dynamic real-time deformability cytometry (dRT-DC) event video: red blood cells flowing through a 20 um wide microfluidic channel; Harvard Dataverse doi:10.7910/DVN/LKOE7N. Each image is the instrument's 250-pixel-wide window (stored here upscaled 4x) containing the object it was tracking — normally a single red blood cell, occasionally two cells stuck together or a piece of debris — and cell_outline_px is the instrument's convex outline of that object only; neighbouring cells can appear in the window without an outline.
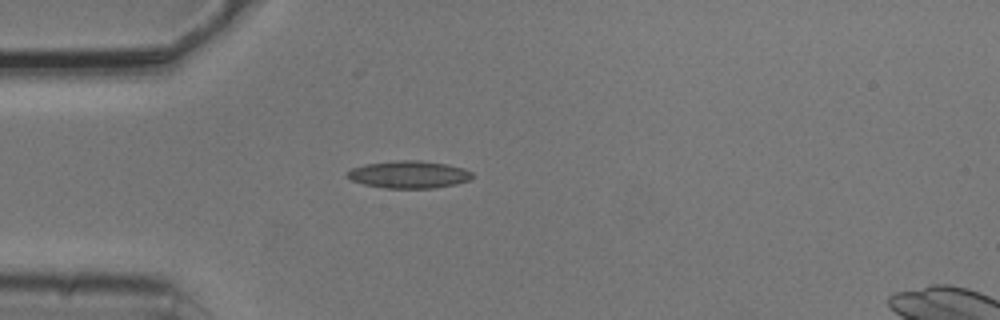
{"species": "common noctule bat (a hibernating species)", "species_latin": "Nyctalus noctula", "temperature_condition": "cold", "stored_images_in_passage": 4, "camera_frame_rate_fps": 3000, "um_per_image_px": 0.085, "animal": {"sex": "male", "body_mass_g": 20.5, "forearm_length_mm": 52.5}, "frame": {"image": 1, "passage_image": 3, "time_ms": 0.667, "image_size_px": [1000, 320], "cell_outline_px": [[472, 176], [468, 180], [456, 184], [436, 188], [384, 188], [364, 184], [352, 180], [348, 176], [348, 172], [352, 168], [364, 164], [396, 160], [420, 160], [444, 164], [464, 168], [472, 172]], "centroid_in_image_um": [34.76, 14.83], "position_along_channel_um": 50.2, "area_um2": 19.83}}